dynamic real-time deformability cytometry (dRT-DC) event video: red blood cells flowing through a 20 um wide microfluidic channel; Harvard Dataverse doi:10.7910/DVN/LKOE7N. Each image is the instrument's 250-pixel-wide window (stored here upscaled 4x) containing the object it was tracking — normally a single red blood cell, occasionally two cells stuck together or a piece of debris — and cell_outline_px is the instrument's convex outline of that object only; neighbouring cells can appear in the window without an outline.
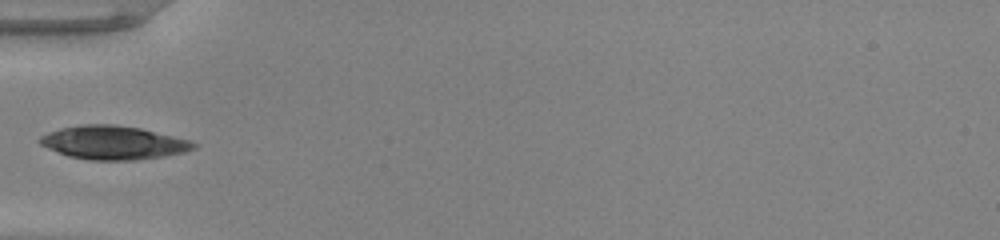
{"species": "common noctule bat (a hibernating species)", "species_latin": "Nyctalus noctula", "temperature_condition": "warm", "stored_images_in_passage": 22, "camera_frame_rate_fps": 3000, "um_per_image_px": 0.085, "animal": {"sex": "male", "body_mass_g": 20.0, "forearm_length_mm": 53.3}, "frame": {"image": 1, "passage_image": 1, "time_ms": 0.0, "image_size_px": [1000, 240], "cell_outline_px": [[196, 148], [184, 152], [164, 156], [136, 160], [88, 160], [68, 156], [48, 148], [40, 144], [36, 140], [40, 136], [48, 132], [60, 128], [80, 124], [116, 124], [140, 128], [188, 140], [196, 144]], "centroid_in_image_um": [9.58, 12.12], "position_along_channel_um": 75.4, "area_um2": 30.06}}